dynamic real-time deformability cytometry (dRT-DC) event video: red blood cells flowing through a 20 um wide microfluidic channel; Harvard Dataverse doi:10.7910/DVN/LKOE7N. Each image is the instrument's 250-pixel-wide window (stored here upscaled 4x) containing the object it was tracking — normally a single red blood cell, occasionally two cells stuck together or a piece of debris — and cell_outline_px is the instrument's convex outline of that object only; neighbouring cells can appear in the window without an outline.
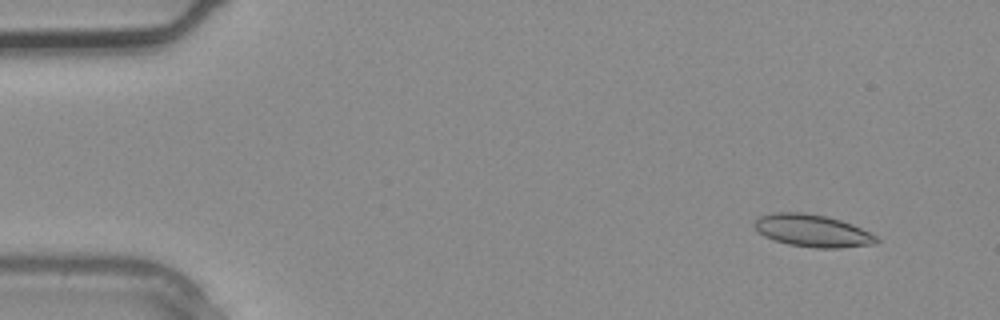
{"species": "common noctule bat (a hibernating species)", "species_latin": "Nyctalus noctula", "temperature_condition": "warm", "stored_images_in_passage": 4, "camera_frame_rate_fps": 3000, "um_per_image_px": 0.085, "animal": {"sex": "male", "body_mass_g": 20.4}, "frame": {"image": 1, "passage_image": 1, "time_ms": 0.0, "image_size_px": [1000, 320], "cell_outline_px": [[880, 240], [876, 244], [840, 248], [816, 248], [788, 244], [764, 236], [752, 224], [760, 216], [776, 212], [804, 212], [824, 216], [840, 220], [852, 224], [876, 236]], "centroid_in_image_um": [69.07, 19.61], "position_along_channel_um": 15.9, "area_um2": 22.83}}